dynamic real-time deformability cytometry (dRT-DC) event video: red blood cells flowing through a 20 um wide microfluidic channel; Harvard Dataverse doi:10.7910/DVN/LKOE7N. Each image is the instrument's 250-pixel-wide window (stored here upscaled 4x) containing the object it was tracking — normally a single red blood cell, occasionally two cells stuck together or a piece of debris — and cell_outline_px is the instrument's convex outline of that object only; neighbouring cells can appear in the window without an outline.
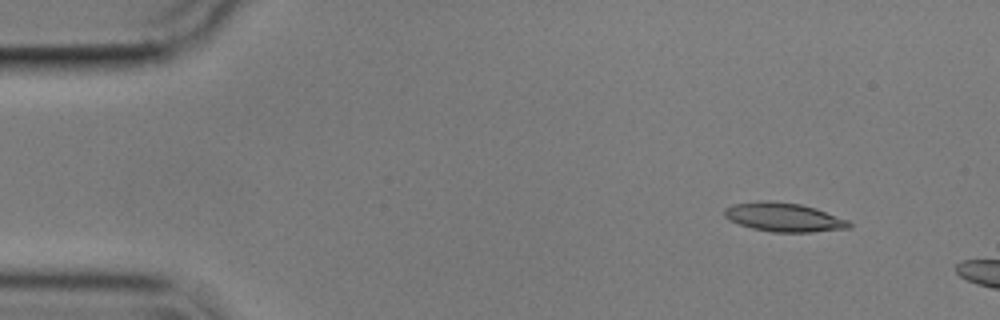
{"species": "common noctule bat (a hibernating species)", "species_latin": "Nyctalus noctula", "temperature_condition": "cold", "stored_images_in_passage": 7, "camera_frame_rate_fps": 3000, "um_per_image_px": 0.085, "animal": {"sex": "male", "body_mass_g": 17.9}, "frame": {"image": 1, "passage_image": 2, "time_ms": 0.333, "image_size_px": [1000, 320], "cell_outline_px": [[852, 224], [848, 228], [812, 232], [772, 232], [752, 228], [728, 220], [724, 216], [724, 208], [732, 204], [760, 200], [768, 200], [800, 204], [816, 208], [848, 220]], "centroid_in_image_um": [66.59, 18.45], "position_along_channel_um": 18.4, "area_um2": 21.04}}